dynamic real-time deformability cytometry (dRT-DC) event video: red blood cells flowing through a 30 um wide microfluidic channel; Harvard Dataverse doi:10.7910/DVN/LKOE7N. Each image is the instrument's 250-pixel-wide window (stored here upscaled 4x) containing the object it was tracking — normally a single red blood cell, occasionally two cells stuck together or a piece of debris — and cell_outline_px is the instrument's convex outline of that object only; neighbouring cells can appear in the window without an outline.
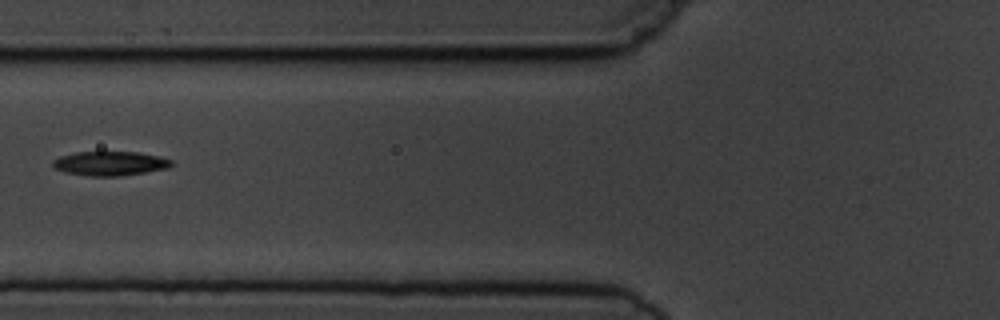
{"species": "common noctule bat (a hibernating species)", "species_latin": "Nyctalus noctula", "temperature_condition": "cold", "stored_images_in_passage": 5, "camera_frame_rate_fps": 3000, "um_per_image_px": 0.085, "animal": {"sex": "male", "body_mass_g": 19.5, "forearm_length_mm": 54.6}, "frame": {"image": 1, "passage_image": 4, "time_ms": 3.667, "image_size_px": [1000, 320], "cell_outline_px": [[172, 164], [168, 168], [120, 176], [88, 176], [64, 172], [56, 168], [52, 164], [52, 160], [60, 156], [76, 152], [136, 152], [160, 156], [172, 160]], "centroid_in_image_um": [9.34, 13.89], "position_along_channel_um": 116.5, "area_um2": 16.7}}
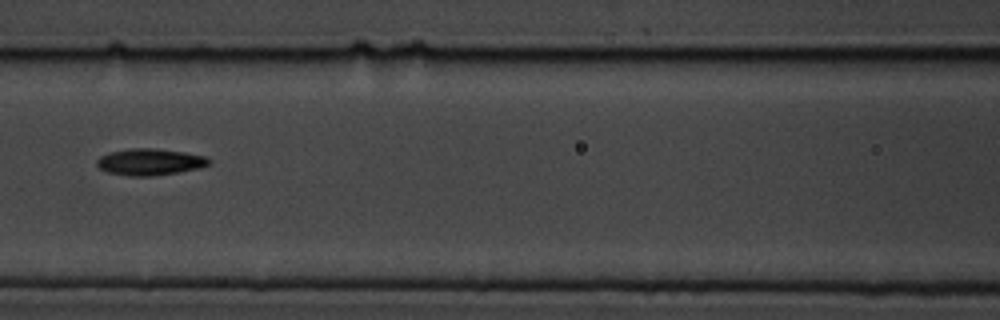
{"frame": {"image": 2, "passage_image": 5, "time_ms": 4.667, "image_size_px": [1000, 320], "cell_outline_px": [[212, 160], [208, 164], [200, 168], [152, 176], [128, 176], [108, 172], [100, 168], [96, 164], [96, 160], [100, 156], [108, 152], [132, 148], [156, 148], [184, 152], [204, 156]], "centroid_in_image_um": [12.71, 13.75], "position_along_channel_um": 153.9, "area_um2": 17.34}}